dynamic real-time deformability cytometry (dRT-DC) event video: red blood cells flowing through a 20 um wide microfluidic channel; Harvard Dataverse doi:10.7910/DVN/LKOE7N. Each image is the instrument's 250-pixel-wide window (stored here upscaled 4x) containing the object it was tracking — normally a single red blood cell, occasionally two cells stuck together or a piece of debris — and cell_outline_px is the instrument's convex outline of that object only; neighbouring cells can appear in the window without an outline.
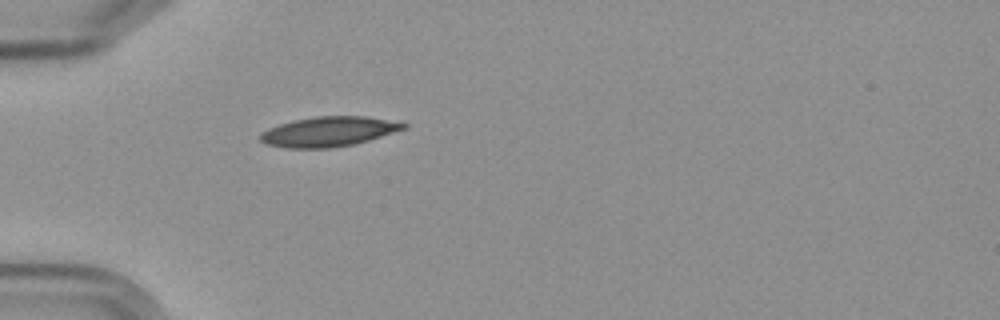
{"species": "Egyptian fruit bat (a non-hibernating species)", "species_latin": "Rousettus aegyptiacus", "temperature_condition": "cold", "stored_images_in_passage": 1, "camera_frame_rate_fps": 3000, "um_per_image_px": 0.085, "frame": {"image": 1, "passage_image": 1, "time_ms": 0.0, "image_size_px": [1000, 320], "cell_outline_px": [[408, 128], [368, 140], [352, 144], [328, 148], [288, 148], [268, 144], [260, 140], [260, 132], [268, 128], [292, 120], [316, 116], [368, 116], [408, 124]], "centroid_in_image_um": [27.93, 11.17], "position_along_channel_um": 57.1, "area_um2": 24.8}}